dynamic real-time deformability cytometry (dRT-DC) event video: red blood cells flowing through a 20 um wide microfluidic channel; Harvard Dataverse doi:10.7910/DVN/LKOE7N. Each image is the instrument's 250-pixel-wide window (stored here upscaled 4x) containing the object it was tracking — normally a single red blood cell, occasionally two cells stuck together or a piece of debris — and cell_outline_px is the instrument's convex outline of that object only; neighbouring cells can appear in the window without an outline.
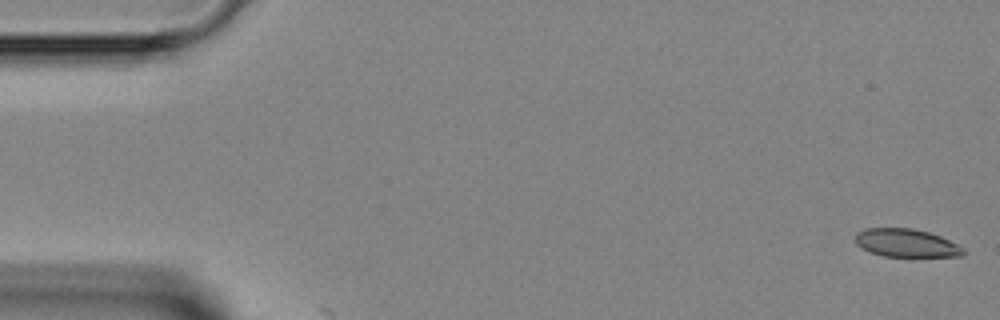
{"species": "Egyptian fruit bat (a non-hibernating species)", "species_latin": "Rousettus aegyptiacus", "temperature_condition": "room temperature", "stored_images_in_passage": 2, "camera_frame_rate_fps": 3000, "um_per_image_px": 0.085, "animal": {"sex": "female"}, "frame": {"image": 1, "passage_image": 1, "time_ms": 0.0, "image_size_px": [1000, 320], "cell_outline_px": [[968, 252], [964, 256], [884, 256], [868, 252], [860, 248], [856, 244], [856, 232], [864, 228], [912, 228], [928, 232], [940, 236], [964, 248]], "centroid_in_image_um": [77.02, 20.66], "position_along_channel_um": 8.0, "area_um2": 17.8}}